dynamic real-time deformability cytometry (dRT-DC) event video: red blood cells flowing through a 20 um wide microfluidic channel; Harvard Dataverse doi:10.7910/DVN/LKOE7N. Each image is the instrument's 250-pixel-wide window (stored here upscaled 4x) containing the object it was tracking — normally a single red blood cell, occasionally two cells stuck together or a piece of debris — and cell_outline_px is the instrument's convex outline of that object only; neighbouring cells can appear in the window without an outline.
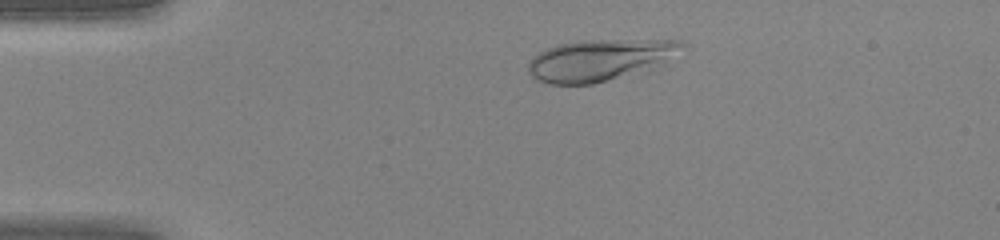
{"species": "human", "species_latin": "Homo sapiens", "temperature_condition": "warm", "stored_images_in_passage": 37, "camera_frame_rate_fps": 3000, "um_per_image_px": 0.085, "donor": {"sex": "female"}, "frame": {"image": 1, "passage_image": 2, "time_ms": 0.333, "image_size_px": [1000, 240], "cell_outline_px": [[688, 44], [660, 68], [648, 72], [592, 84], [548, 84], [536, 80], [528, 72], [528, 64], [532, 56], [548, 48], [560, 44], [580, 40], [680, 40]], "centroid_in_image_um": [51.07, 5.12], "position_along_channel_um": 33.9, "area_um2": 38.03}}
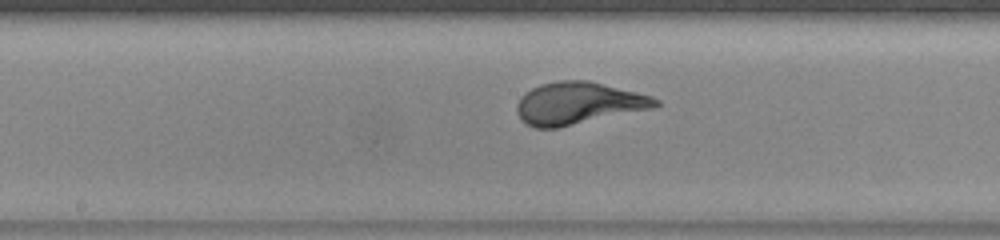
{"frame": {"image": 2, "passage_image": 16, "time_ms": 5.0, "image_size_px": [1000, 240], "cell_outline_px": [[660, 104], [652, 108], [560, 128], [536, 128], [528, 124], [516, 112], [516, 104], [520, 96], [524, 92], [540, 84], [560, 80], [588, 80], [652, 96], [660, 100]], "centroid_in_image_um": [49.13, 8.78], "position_along_channel_um": 199.1, "area_um2": 34.1}}
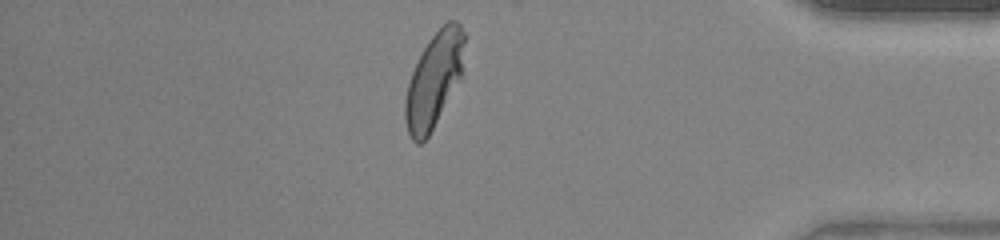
{"frame": {"image": 3, "passage_image": 31, "time_ms": 10.0, "image_size_px": [1000, 240], "cell_outline_px": [[468, 36], [460, 76], [428, 136], [420, 144], [416, 144], [412, 140], [408, 132], [404, 120], [404, 100], [408, 84], [412, 72], [428, 40], [448, 20], [456, 20], [460, 24]], "centroid_in_image_um": [36.89, 6.75], "position_along_channel_um": 398.3, "area_um2": 32.43}}